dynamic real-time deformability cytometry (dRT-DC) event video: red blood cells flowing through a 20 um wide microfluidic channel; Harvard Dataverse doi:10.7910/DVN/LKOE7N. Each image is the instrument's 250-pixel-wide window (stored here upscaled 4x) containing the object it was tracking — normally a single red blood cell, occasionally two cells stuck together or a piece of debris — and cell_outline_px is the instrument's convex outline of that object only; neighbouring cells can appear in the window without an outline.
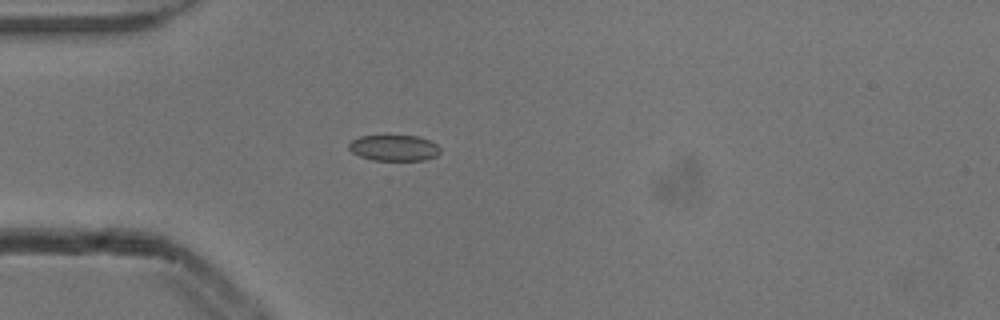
{"species": "common noctule bat (a hibernating species)", "species_latin": "Nyctalus noctula", "temperature_condition": "cold", "stored_images_in_passage": 3, "camera_frame_rate_fps": 3000, "um_per_image_px": 0.085, "animal": {"sex": "male", "body_mass_g": 13.3}, "frame": {"image": 1, "passage_image": 3, "time_ms": 0.667, "image_size_px": [1000, 320], "cell_outline_px": [[440, 152], [436, 156], [424, 160], [372, 160], [360, 156], [352, 152], [348, 148], [348, 144], [352, 140], [360, 136], [416, 136], [428, 140], [436, 144], [440, 148]], "centroid_in_image_um": [33.48, 12.58], "position_along_channel_um": 51.5, "area_um2": 13.7}}